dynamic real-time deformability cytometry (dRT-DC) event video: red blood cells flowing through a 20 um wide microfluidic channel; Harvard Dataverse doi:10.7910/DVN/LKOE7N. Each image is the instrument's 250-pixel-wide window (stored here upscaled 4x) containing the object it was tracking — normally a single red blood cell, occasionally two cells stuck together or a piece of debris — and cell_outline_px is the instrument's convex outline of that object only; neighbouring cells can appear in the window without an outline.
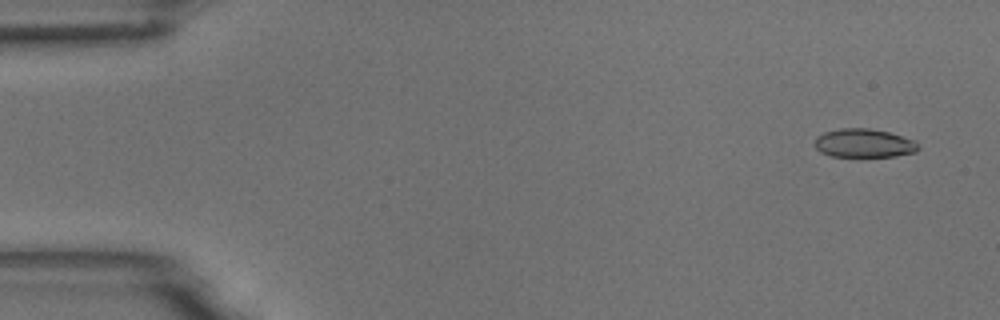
{"species": "common noctule bat (a hibernating species)", "species_latin": "Nyctalus noctula", "temperature_condition": "room temperature", "stored_images_in_passage": 5, "camera_frame_rate_fps": 3000, "um_per_image_px": 0.085, "animal": {"sex": "male", "body_mass_g": 18.8}, "frame": {"image": 1, "passage_image": 1, "time_ms": 0.0, "image_size_px": [1000, 320], "cell_outline_px": [[920, 148], [916, 152], [896, 156], [832, 156], [820, 152], [816, 148], [816, 136], [824, 132], [840, 128], [868, 128], [888, 132], [916, 140]], "centroid_in_image_um": [73.46, 12.16], "position_along_channel_um": 11.5, "area_um2": 17.28}}
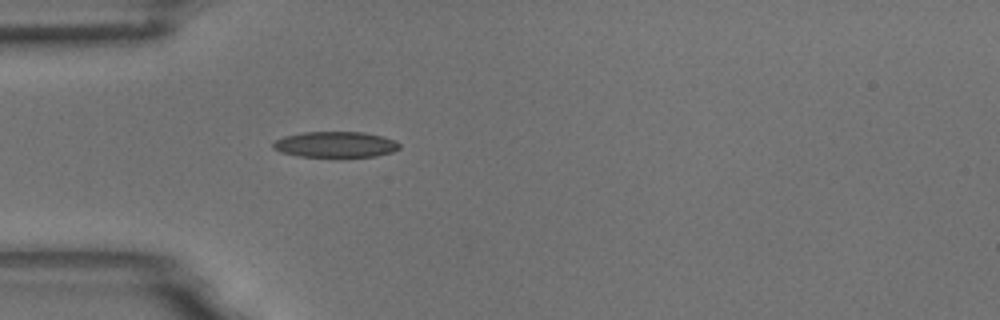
{"frame": {"image": 2, "passage_image": 5, "time_ms": 1.333, "image_size_px": [1000, 320], "cell_outline_px": [[400, 148], [392, 152], [376, 156], [336, 160], [300, 156], [280, 152], [272, 148], [272, 144], [276, 140], [284, 136], [304, 132], [364, 132], [396, 140], [400, 144]], "centroid_in_image_um": [28.52, 12.33], "position_along_channel_um": 56.5, "area_um2": 19.94}}